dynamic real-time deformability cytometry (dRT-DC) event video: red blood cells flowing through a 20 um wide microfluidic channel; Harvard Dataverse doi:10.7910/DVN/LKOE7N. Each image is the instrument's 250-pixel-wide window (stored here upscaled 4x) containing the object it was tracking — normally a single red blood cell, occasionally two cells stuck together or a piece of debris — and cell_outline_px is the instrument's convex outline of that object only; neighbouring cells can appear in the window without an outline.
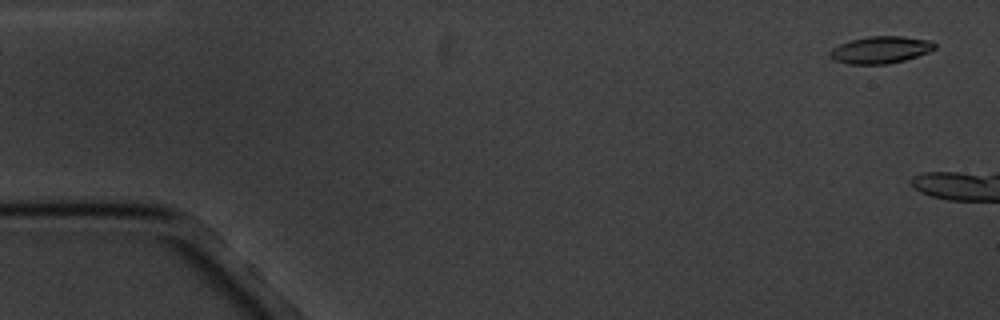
{"species": "common noctule bat (a hibernating species)", "species_latin": "Nyctalus noctula", "temperature_condition": "cold", "stored_images_in_passage": 5, "camera_frame_rate_fps": 3000, "um_per_image_px": 0.085, "animal": {"sex": "male", "body_mass_g": 20.1, "forearm_length_mm": 53.5}, "frame": {"image": 1, "passage_image": 1, "time_ms": 0.0, "image_size_px": [1000, 320], "cell_outline_px": [[936, 48], [928, 52], [904, 60], [888, 64], [848, 64], [832, 60], [828, 56], [828, 52], [832, 48], [840, 44], [852, 40], [868, 36], [904, 36], [928, 40], [936, 44]], "centroid_in_image_um": [74.8, 4.24], "position_along_channel_um": 10.2, "area_um2": 16.59}}